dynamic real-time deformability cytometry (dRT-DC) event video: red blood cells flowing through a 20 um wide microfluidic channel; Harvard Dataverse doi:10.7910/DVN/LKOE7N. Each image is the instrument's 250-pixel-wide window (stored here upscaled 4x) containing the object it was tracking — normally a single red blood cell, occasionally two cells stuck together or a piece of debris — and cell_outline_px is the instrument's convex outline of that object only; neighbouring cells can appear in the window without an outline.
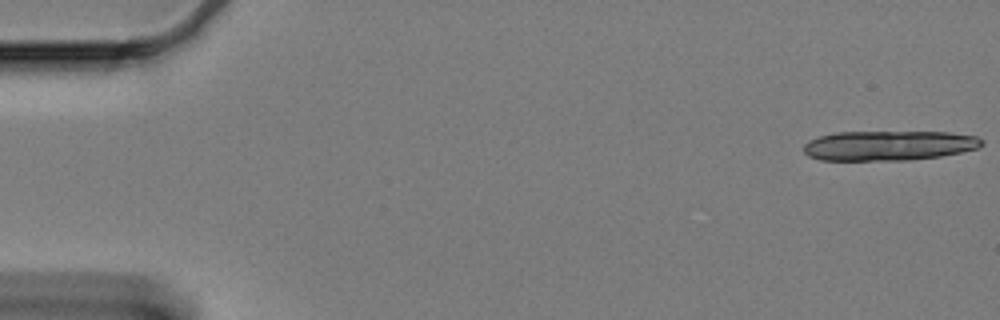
{"species": "Egyptian fruit bat (a non-hibernating species)", "species_latin": "Rousettus aegyptiacus", "temperature_condition": "cold", "stored_images_in_passage": 16, "camera_frame_rate_fps": 3000, "um_per_image_px": 0.085, "animal": {"sex": "female"}, "frame": {"image": 1, "passage_image": 1, "time_ms": 0.0, "image_size_px": [1000, 320], "cell_outline_px": [[984, 144], [976, 148], [960, 152], [940, 156], [908, 160], [820, 160], [808, 156], [804, 152], [804, 144], [808, 140], [820, 136], [836, 132], [948, 132], [976, 136], [984, 140]], "centroid_in_image_um": [75.53, 12.37], "position_along_channel_um": 9.5, "area_um2": 30.98}}